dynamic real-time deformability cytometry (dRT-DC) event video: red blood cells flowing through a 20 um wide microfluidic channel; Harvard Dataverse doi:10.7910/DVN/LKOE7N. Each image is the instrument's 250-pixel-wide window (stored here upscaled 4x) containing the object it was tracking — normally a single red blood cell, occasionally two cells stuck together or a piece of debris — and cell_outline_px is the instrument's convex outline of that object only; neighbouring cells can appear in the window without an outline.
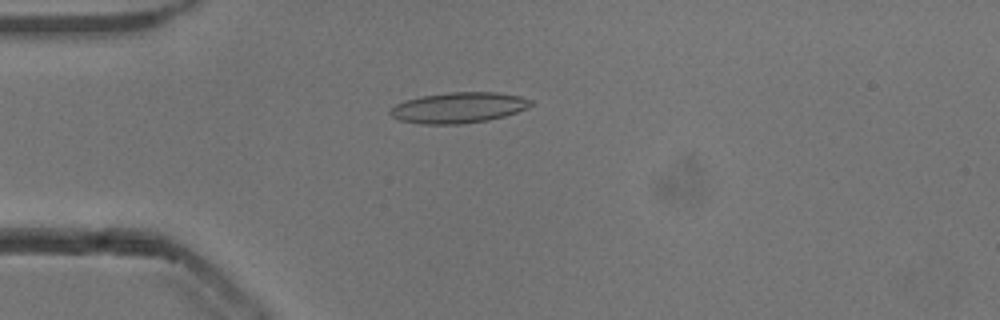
{"species": "common noctule bat (a hibernating species)", "species_latin": "Nyctalus noctula", "temperature_condition": "cold", "stored_images_in_passage": 52, "camera_frame_rate_fps": 3000, "um_per_image_px": 0.085, "animal": {"sex": "male", "body_mass_g": 13.3}, "frame": {"image": 1, "passage_image": 13, "time_ms": 4.0, "image_size_px": [1000, 320], "cell_outline_px": [[536, 104], [528, 108], [504, 116], [488, 120], [460, 124], [420, 124], [400, 120], [392, 116], [388, 112], [396, 104], [404, 100], [424, 96], [448, 92], [496, 92], [520, 96], [532, 100]], "centroid_in_image_um": [39.01, 9.15], "position_along_channel_um": 46.0, "area_um2": 25.2}}
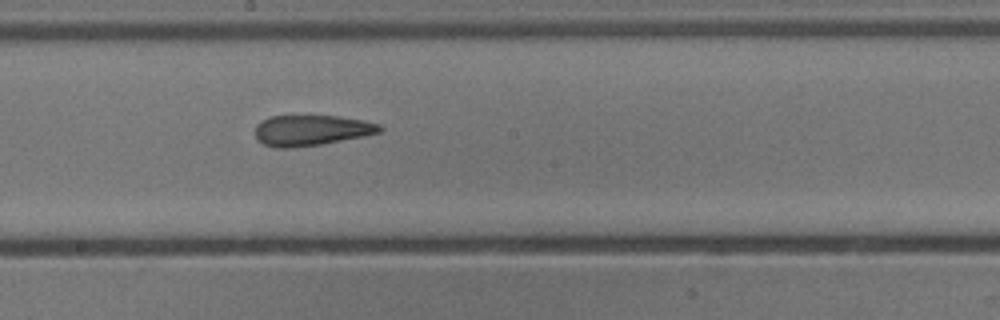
{"frame": {"image": 2, "passage_image": 28, "time_ms": 9.0, "image_size_px": [1000, 320], "cell_outline_px": [[384, 128], [380, 132], [364, 136], [320, 144], [288, 148], [276, 148], [264, 144], [256, 140], [256, 124], [260, 120], [272, 116], [340, 116], [364, 120], [380, 124]], "centroid_in_image_um": [26.46, 11.07], "position_along_channel_um": 221.7, "area_um2": 22.25}}
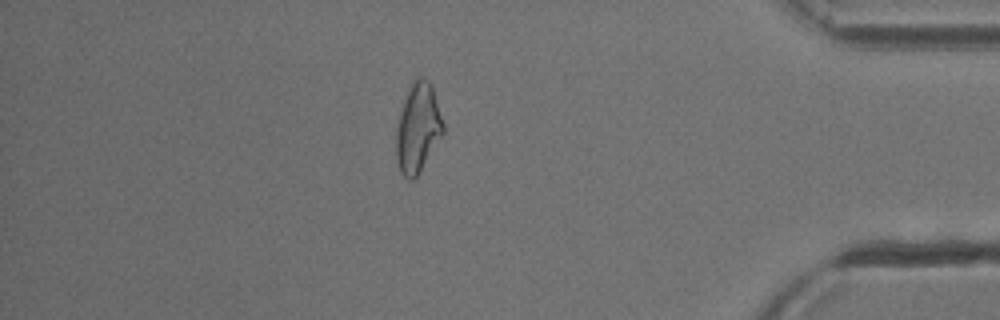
{"frame": {"image": 3, "passage_image": 45, "time_ms": 14.667, "image_size_px": [1000, 320], "cell_outline_px": [[444, 132], [416, 176], [412, 180], [408, 180], [400, 172], [396, 156], [396, 132], [400, 112], [404, 100], [412, 84], [420, 76], [424, 76], [428, 80], [432, 88], [444, 124]], "centroid_in_image_um": [35.51, 10.89], "position_along_channel_um": 399.7, "area_um2": 23.81}, "authors_computed_cell_mechanics": {"area_um2": 23.7269, "velocity_mm_per_s": 3.8368, "shape_relaxation_time_tau1_ms": null, "shape_relaxation_time_tau2_ms": 3.8983, "deformation_change_tau1": null, "deformation_change_tau2": 0.1321}}